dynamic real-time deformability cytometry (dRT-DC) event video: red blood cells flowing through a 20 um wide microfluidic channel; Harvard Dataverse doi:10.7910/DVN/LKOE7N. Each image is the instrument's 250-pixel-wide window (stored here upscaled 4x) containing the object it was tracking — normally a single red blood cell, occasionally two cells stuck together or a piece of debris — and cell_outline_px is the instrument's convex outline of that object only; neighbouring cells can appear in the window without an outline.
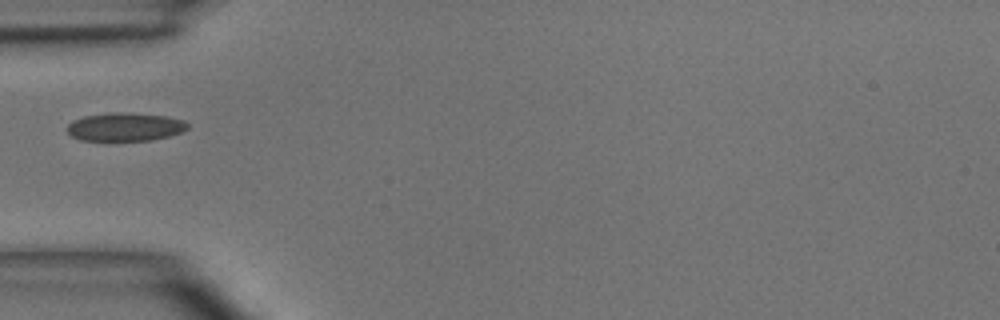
{"species": "common noctule bat (a hibernating species)", "species_latin": "Nyctalus noctula", "temperature_condition": "room temperature", "stored_images_in_passage": 2, "camera_frame_rate_fps": 3000, "um_per_image_px": 0.085, "animal": {"sex": "male", "body_mass_g": 15.6}, "frame": {"image": 1, "passage_image": 1, "time_ms": 0.0, "image_size_px": [1000, 320], "cell_outline_px": [[188, 128], [180, 132], [168, 136], [152, 140], [80, 140], [72, 136], [68, 132], [68, 124], [72, 120], [84, 116], [112, 112], [120, 112], [168, 116], [184, 120], [188, 124]], "centroid_in_image_um": [10.63, 10.78], "position_along_channel_um": 74.4, "area_um2": 19.77}}